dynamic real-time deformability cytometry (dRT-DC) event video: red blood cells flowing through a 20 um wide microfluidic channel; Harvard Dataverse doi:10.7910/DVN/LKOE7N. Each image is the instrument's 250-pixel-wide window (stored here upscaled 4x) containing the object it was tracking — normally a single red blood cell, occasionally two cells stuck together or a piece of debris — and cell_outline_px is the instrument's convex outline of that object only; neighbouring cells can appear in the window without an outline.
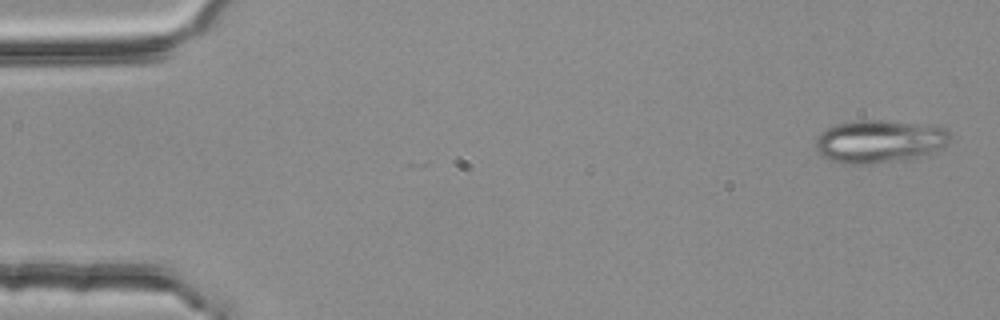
{"species": "common noctule bat (a hibernating species)", "species_latin": "Nyctalus noctula", "temperature_condition": "room temperature", "stored_images_in_passage": 4, "camera_frame_rate_fps": 3000, "um_per_image_px": 0.085, "animal": {"sex": "female", "body_mass_g": 25.1}, "frame": {"image": 1, "passage_image": 1, "time_ms": 0.0, "image_size_px": [1000, 320], "cell_outline_px": [[952, 136], [948, 144], [944, 148], [916, 156], [900, 160], [860, 164], [844, 164], [820, 156], [816, 152], [816, 140], [820, 132], [836, 124], [860, 120], [888, 120], [936, 124], [944, 128]], "centroid_in_image_um": [74.77, 11.99], "position_along_channel_um": 10.2, "area_um2": 33.87}}